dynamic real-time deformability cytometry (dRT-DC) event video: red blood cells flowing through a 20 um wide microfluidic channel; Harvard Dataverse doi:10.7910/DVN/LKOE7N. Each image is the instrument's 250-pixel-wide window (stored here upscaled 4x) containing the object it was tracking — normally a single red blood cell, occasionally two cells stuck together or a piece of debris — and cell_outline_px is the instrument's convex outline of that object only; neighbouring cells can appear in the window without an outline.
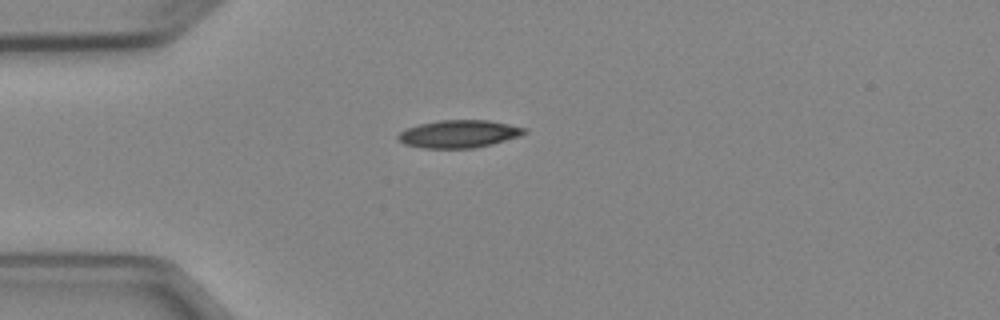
{"species": "Egyptian fruit bat (a non-hibernating species)", "species_latin": "Rousettus aegyptiacus", "temperature_condition": "cold", "stored_images_in_passage": 1, "camera_frame_rate_fps": 3000, "um_per_image_px": 0.085, "animal": {"sex": "female"}, "frame": {"image": 1, "passage_image": 1, "time_ms": 0.0, "image_size_px": [1000, 320], "cell_outline_px": [[528, 132], [520, 136], [492, 144], [476, 148], [424, 148], [404, 144], [396, 136], [400, 132], [408, 128], [420, 124], [440, 120], [488, 120], [528, 128]], "centroid_in_image_um": [39.05, 11.38], "position_along_channel_um": 46.0, "area_um2": 20.35}}